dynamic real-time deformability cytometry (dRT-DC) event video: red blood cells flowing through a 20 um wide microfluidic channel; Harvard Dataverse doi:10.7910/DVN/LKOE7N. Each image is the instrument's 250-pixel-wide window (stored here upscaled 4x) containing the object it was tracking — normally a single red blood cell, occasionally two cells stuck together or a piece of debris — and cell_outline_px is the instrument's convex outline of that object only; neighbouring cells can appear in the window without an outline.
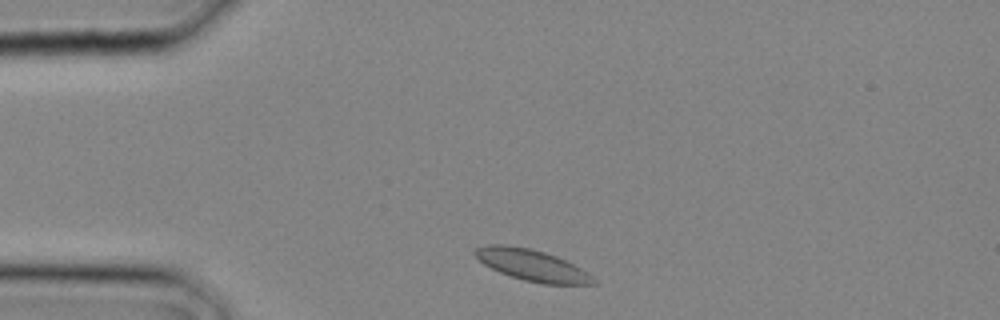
{"species": "common noctule bat (a hibernating species)", "species_latin": "Nyctalus noctula", "temperature_condition": "cold", "stored_images_in_passage": 5, "camera_frame_rate_fps": 3000, "um_per_image_px": 0.085, "animal": {"sex": "male", "body_mass_g": 20.4}, "frame": {"image": 1, "passage_image": 1, "time_ms": 0.0, "image_size_px": [1000, 320], "cell_outline_px": [[596, 284], [544, 284], [524, 280], [500, 272], [484, 264], [472, 252], [476, 248], [488, 244], [504, 244], [528, 248], [544, 252], [556, 256], [588, 272], [596, 280]], "centroid_in_image_um": [45.21, 22.54], "position_along_channel_um": 39.8, "area_um2": 21.33}}
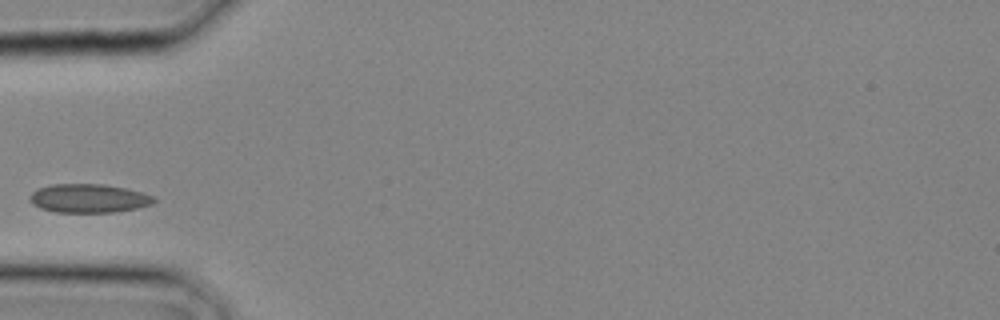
{"frame": {"image": 2, "passage_image": 4, "time_ms": 1.0, "image_size_px": [1000, 320], "cell_outline_px": [[156, 200], [152, 204], [136, 208], [116, 212], [56, 212], [40, 208], [32, 204], [28, 200], [28, 196], [32, 192], [40, 188], [52, 184], [104, 184], [128, 188], [152, 196]], "centroid_in_image_um": [7.51, 16.85], "position_along_channel_um": 77.5, "area_um2": 20.81}}